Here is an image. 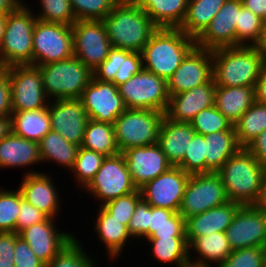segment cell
<instances>
[{"label":"cell","instance_id":"53","mask_svg":"<svg viewBox=\"0 0 266 267\" xmlns=\"http://www.w3.org/2000/svg\"><path fill=\"white\" fill-rule=\"evenodd\" d=\"M148 238H186L185 219L175 212L171 216V223H163Z\"/></svg>","mask_w":266,"mask_h":267},{"label":"cell","instance_id":"32","mask_svg":"<svg viewBox=\"0 0 266 267\" xmlns=\"http://www.w3.org/2000/svg\"><path fill=\"white\" fill-rule=\"evenodd\" d=\"M11 128L14 134L38 143L51 130L48 107L12 111Z\"/></svg>","mask_w":266,"mask_h":267},{"label":"cell","instance_id":"17","mask_svg":"<svg viewBox=\"0 0 266 267\" xmlns=\"http://www.w3.org/2000/svg\"><path fill=\"white\" fill-rule=\"evenodd\" d=\"M56 219L44 221L21 230L18 235L45 264L51 262L75 238L73 232L57 230Z\"/></svg>","mask_w":266,"mask_h":267},{"label":"cell","instance_id":"18","mask_svg":"<svg viewBox=\"0 0 266 267\" xmlns=\"http://www.w3.org/2000/svg\"><path fill=\"white\" fill-rule=\"evenodd\" d=\"M212 50L194 47L181 65L167 80L168 92L172 96L203 85L212 80Z\"/></svg>","mask_w":266,"mask_h":267},{"label":"cell","instance_id":"33","mask_svg":"<svg viewBox=\"0 0 266 267\" xmlns=\"http://www.w3.org/2000/svg\"><path fill=\"white\" fill-rule=\"evenodd\" d=\"M39 153L43 163L58 164L71 171L80 146L68 142L58 132L50 130L39 142Z\"/></svg>","mask_w":266,"mask_h":267},{"label":"cell","instance_id":"44","mask_svg":"<svg viewBox=\"0 0 266 267\" xmlns=\"http://www.w3.org/2000/svg\"><path fill=\"white\" fill-rule=\"evenodd\" d=\"M119 0H70L76 20L102 21Z\"/></svg>","mask_w":266,"mask_h":267},{"label":"cell","instance_id":"57","mask_svg":"<svg viewBox=\"0 0 266 267\" xmlns=\"http://www.w3.org/2000/svg\"><path fill=\"white\" fill-rule=\"evenodd\" d=\"M266 169V129L245 147Z\"/></svg>","mask_w":266,"mask_h":267},{"label":"cell","instance_id":"62","mask_svg":"<svg viewBox=\"0 0 266 267\" xmlns=\"http://www.w3.org/2000/svg\"><path fill=\"white\" fill-rule=\"evenodd\" d=\"M266 57V19L263 20L262 31L258 43L255 45Z\"/></svg>","mask_w":266,"mask_h":267},{"label":"cell","instance_id":"37","mask_svg":"<svg viewBox=\"0 0 266 267\" xmlns=\"http://www.w3.org/2000/svg\"><path fill=\"white\" fill-rule=\"evenodd\" d=\"M233 126L238 143L245 148L266 129V105L255 101Z\"/></svg>","mask_w":266,"mask_h":267},{"label":"cell","instance_id":"3","mask_svg":"<svg viewBox=\"0 0 266 267\" xmlns=\"http://www.w3.org/2000/svg\"><path fill=\"white\" fill-rule=\"evenodd\" d=\"M102 21L111 47L133 52L141 53L158 29L134 1H119Z\"/></svg>","mask_w":266,"mask_h":267},{"label":"cell","instance_id":"4","mask_svg":"<svg viewBox=\"0 0 266 267\" xmlns=\"http://www.w3.org/2000/svg\"><path fill=\"white\" fill-rule=\"evenodd\" d=\"M195 46L179 28H158L141 52L143 68L168 80Z\"/></svg>","mask_w":266,"mask_h":267},{"label":"cell","instance_id":"49","mask_svg":"<svg viewBox=\"0 0 266 267\" xmlns=\"http://www.w3.org/2000/svg\"><path fill=\"white\" fill-rule=\"evenodd\" d=\"M142 69L143 63L140 52L121 49V65L113 83L118 86L130 79L134 74H138Z\"/></svg>","mask_w":266,"mask_h":267},{"label":"cell","instance_id":"25","mask_svg":"<svg viewBox=\"0 0 266 267\" xmlns=\"http://www.w3.org/2000/svg\"><path fill=\"white\" fill-rule=\"evenodd\" d=\"M231 252L225 232L196 237L188 244V259L193 267H219Z\"/></svg>","mask_w":266,"mask_h":267},{"label":"cell","instance_id":"21","mask_svg":"<svg viewBox=\"0 0 266 267\" xmlns=\"http://www.w3.org/2000/svg\"><path fill=\"white\" fill-rule=\"evenodd\" d=\"M24 173L18 187L23 198L43 212L47 217L56 219L60 212L61 197L52 175L42 171L28 170ZM52 176V177H51ZM60 197V198H59Z\"/></svg>","mask_w":266,"mask_h":267},{"label":"cell","instance_id":"24","mask_svg":"<svg viewBox=\"0 0 266 267\" xmlns=\"http://www.w3.org/2000/svg\"><path fill=\"white\" fill-rule=\"evenodd\" d=\"M241 205L228 201L201 214L185 219L186 239L189 244L194 238L214 232H225Z\"/></svg>","mask_w":266,"mask_h":267},{"label":"cell","instance_id":"40","mask_svg":"<svg viewBox=\"0 0 266 267\" xmlns=\"http://www.w3.org/2000/svg\"><path fill=\"white\" fill-rule=\"evenodd\" d=\"M81 242L76 237L45 267H98L97 260L85 252Z\"/></svg>","mask_w":266,"mask_h":267},{"label":"cell","instance_id":"1","mask_svg":"<svg viewBox=\"0 0 266 267\" xmlns=\"http://www.w3.org/2000/svg\"><path fill=\"white\" fill-rule=\"evenodd\" d=\"M228 201L258 205L263 192L266 169L246 149L241 148L217 171Z\"/></svg>","mask_w":266,"mask_h":267},{"label":"cell","instance_id":"60","mask_svg":"<svg viewBox=\"0 0 266 267\" xmlns=\"http://www.w3.org/2000/svg\"><path fill=\"white\" fill-rule=\"evenodd\" d=\"M22 2L21 0H0V15L6 16Z\"/></svg>","mask_w":266,"mask_h":267},{"label":"cell","instance_id":"27","mask_svg":"<svg viewBox=\"0 0 266 267\" xmlns=\"http://www.w3.org/2000/svg\"><path fill=\"white\" fill-rule=\"evenodd\" d=\"M39 163H42V160L37 142L22 138L13 132L0 140V169L26 168L35 164L40 165Z\"/></svg>","mask_w":266,"mask_h":267},{"label":"cell","instance_id":"11","mask_svg":"<svg viewBox=\"0 0 266 267\" xmlns=\"http://www.w3.org/2000/svg\"><path fill=\"white\" fill-rule=\"evenodd\" d=\"M226 202L228 198L217 172L192 174L178 212L187 219Z\"/></svg>","mask_w":266,"mask_h":267},{"label":"cell","instance_id":"36","mask_svg":"<svg viewBox=\"0 0 266 267\" xmlns=\"http://www.w3.org/2000/svg\"><path fill=\"white\" fill-rule=\"evenodd\" d=\"M152 256L161 264L170 263L176 267L190 266L186 238H147Z\"/></svg>","mask_w":266,"mask_h":267},{"label":"cell","instance_id":"12","mask_svg":"<svg viewBox=\"0 0 266 267\" xmlns=\"http://www.w3.org/2000/svg\"><path fill=\"white\" fill-rule=\"evenodd\" d=\"M8 70L12 111L48 107L49 99L42 86L40 69L34 65H13Z\"/></svg>","mask_w":266,"mask_h":267},{"label":"cell","instance_id":"51","mask_svg":"<svg viewBox=\"0 0 266 267\" xmlns=\"http://www.w3.org/2000/svg\"><path fill=\"white\" fill-rule=\"evenodd\" d=\"M14 265L15 267H45V263L35 255V253L30 249L27 242L19 237L16 232Z\"/></svg>","mask_w":266,"mask_h":267},{"label":"cell","instance_id":"6","mask_svg":"<svg viewBox=\"0 0 266 267\" xmlns=\"http://www.w3.org/2000/svg\"><path fill=\"white\" fill-rule=\"evenodd\" d=\"M49 100L77 99L90 83L93 72L76 56L37 66Z\"/></svg>","mask_w":266,"mask_h":267},{"label":"cell","instance_id":"9","mask_svg":"<svg viewBox=\"0 0 266 267\" xmlns=\"http://www.w3.org/2000/svg\"><path fill=\"white\" fill-rule=\"evenodd\" d=\"M89 192L102 206L104 203L137 190L122 153L106 157L91 182L82 190Z\"/></svg>","mask_w":266,"mask_h":267},{"label":"cell","instance_id":"26","mask_svg":"<svg viewBox=\"0 0 266 267\" xmlns=\"http://www.w3.org/2000/svg\"><path fill=\"white\" fill-rule=\"evenodd\" d=\"M194 134L195 130L190 123L175 122L164 116L158 145L172 166H178L183 161Z\"/></svg>","mask_w":266,"mask_h":267},{"label":"cell","instance_id":"42","mask_svg":"<svg viewBox=\"0 0 266 267\" xmlns=\"http://www.w3.org/2000/svg\"><path fill=\"white\" fill-rule=\"evenodd\" d=\"M196 133L204 136L224 131L235 130L233 123L229 121L215 106L201 110L190 122Z\"/></svg>","mask_w":266,"mask_h":267},{"label":"cell","instance_id":"58","mask_svg":"<svg viewBox=\"0 0 266 267\" xmlns=\"http://www.w3.org/2000/svg\"><path fill=\"white\" fill-rule=\"evenodd\" d=\"M242 6L250 10L253 14L266 19V0H241Z\"/></svg>","mask_w":266,"mask_h":267},{"label":"cell","instance_id":"23","mask_svg":"<svg viewBox=\"0 0 266 267\" xmlns=\"http://www.w3.org/2000/svg\"><path fill=\"white\" fill-rule=\"evenodd\" d=\"M216 85L213 79L169 98L165 116L175 122L190 123L201 110L214 106Z\"/></svg>","mask_w":266,"mask_h":267},{"label":"cell","instance_id":"41","mask_svg":"<svg viewBox=\"0 0 266 267\" xmlns=\"http://www.w3.org/2000/svg\"><path fill=\"white\" fill-rule=\"evenodd\" d=\"M38 5L41 10L35 16L40 21L69 26L76 21L70 0H39Z\"/></svg>","mask_w":266,"mask_h":267},{"label":"cell","instance_id":"50","mask_svg":"<svg viewBox=\"0 0 266 267\" xmlns=\"http://www.w3.org/2000/svg\"><path fill=\"white\" fill-rule=\"evenodd\" d=\"M121 65V49L111 48L107 58L93 71V77L103 82H114Z\"/></svg>","mask_w":266,"mask_h":267},{"label":"cell","instance_id":"5","mask_svg":"<svg viewBox=\"0 0 266 267\" xmlns=\"http://www.w3.org/2000/svg\"><path fill=\"white\" fill-rule=\"evenodd\" d=\"M37 18L27 3H20L6 15L0 44V67L33 65V31Z\"/></svg>","mask_w":266,"mask_h":267},{"label":"cell","instance_id":"59","mask_svg":"<svg viewBox=\"0 0 266 267\" xmlns=\"http://www.w3.org/2000/svg\"><path fill=\"white\" fill-rule=\"evenodd\" d=\"M255 101L266 105V68L262 71L254 86Z\"/></svg>","mask_w":266,"mask_h":267},{"label":"cell","instance_id":"48","mask_svg":"<svg viewBox=\"0 0 266 267\" xmlns=\"http://www.w3.org/2000/svg\"><path fill=\"white\" fill-rule=\"evenodd\" d=\"M149 207L150 205L143 198L138 201L135 207L134 214L127 226L128 233L133 240L135 238L136 241L138 239L146 240L148 238Z\"/></svg>","mask_w":266,"mask_h":267},{"label":"cell","instance_id":"30","mask_svg":"<svg viewBox=\"0 0 266 267\" xmlns=\"http://www.w3.org/2000/svg\"><path fill=\"white\" fill-rule=\"evenodd\" d=\"M189 0H134L158 28H179Z\"/></svg>","mask_w":266,"mask_h":267},{"label":"cell","instance_id":"13","mask_svg":"<svg viewBox=\"0 0 266 267\" xmlns=\"http://www.w3.org/2000/svg\"><path fill=\"white\" fill-rule=\"evenodd\" d=\"M71 26L73 54L93 72L112 48L104 22L76 20Z\"/></svg>","mask_w":266,"mask_h":267},{"label":"cell","instance_id":"38","mask_svg":"<svg viewBox=\"0 0 266 267\" xmlns=\"http://www.w3.org/2000/svg\"><path fill=\"white\" fill-rule=\"evenodd\" d=\"M105 158L103 154L80 146L74 166L70 171L73 173L75 182L80 186L78 189L83 190L91 182Z\"/></svg>","mask_w":266,"mask_h":267},{"label":"cell","instance_id":"10","mask_svg":"<svg viewBox=\"0 0 266 267\" xmlns=\"http://www.w3.org/2000/svg\"><path fill=\"white\" fill-rule=\"evenodd\" d=\"M73 55L72 26L37 19L33 31V65L57 62Z\"/></svg>","mask_w":266,"mask_h":267},{"label":"cell","instance_id":"39","mask_svg":"<svg viewBox=\"0 0 266 267\" xmlns=\"http://www.w3.org/2000/svg\"><path fill=\"white\" fill-rule=\"evenodd\" d=\"M263 20L247 8L241 6L236 23V47L255 46L262 31Z\"/></svg>","mask_w":266,"mask_h":267},{"label":"cell","instance_id":"63","mask_svg":"<svg viewBox=\"0 0 266 267\" xmlns=\"http://www.w3.org/2000/svg\"><path fill=\"white\" fill-rule=\"evenodd\" d=\"M263 210L266 211V175L264 178V183H263V192H262V197L261 200L258 204Z\"/></svg>","mask_w":266,"mask_h":267},{"label":"cell","instance_id":"20","mask_svg":"<svg viewBox=\"0 0 266 267\" xmlns=\"http://www.w3.org/2000/svg\"><path fill=\"white\" fill-rule=\"evenodd\" d=\"M241 0H227L217 15L195 39L196 47L214 50L236 47V23L241 9Z\"/></svg>","mask_w":266,"mask_h":267},{"label":"cell","instance_id":"28","mask_svg":"<svg viewBox=\"0 0 266 267\" xmlns=\"http://www.w3.org/2000/svg\"><path fill=\"white\" fill-rule=\"evenodd\" d=\"M97 213L96 221L93 222L95 223L93 224L94 233L98 235L99 242H103L107 251L106 255L114 262L122 255L128 241H132V237L129 235L127 227L110 215L102 206L99 205Z\"/></svg>","mask_w":266,"mask_h":267},{"label":"cell","instance_id":"46","mask_svg":"<svg viewBox=\"0 0 266 267\" xmlns=\"http://www.w3.org/2000/svg\"><path fill=\"white\" fill-rule=\"evenodd\" d=\"M219 267H266V247L233 250Z\"/></svg>","mask_w":266,"mask_h":267},{"label":"cell","instance_id":"22","mask_svg":"<svg viewBox=\"0 0 266 267\" xmlns=\"http://www.w3.org/2000/svg\"><path fill=\"white\" fill-rule=\"evenodd\" d=\"M122 154L137 189L172 167L158 144L130 148Z\"/></svg>","mask_w":266,"mask_h":267},{"label":"cell","instance_id":"14","mask_svg":"<svg viewBox=\"0 0 266 267\" xmlns=\"http://www.w3.org/2000/svg\"><path fill=\"white\" fill-rule=\"evenodd\" d=\"M225 234L232 251L266 247V211L259 205L240 206Z\"/></svg>","mask_w":266,"mask_h":267},{"label":"cell","instance_id":"2","mask_svg":"<svg viewBox=\"0 0 266 267\" xmlns=\"http://www.w3.org/2000/svg\"><path fill=\"white\" fill-rule=\"evenodd\" d=\"M212 62L216 86H255L266 68V57L256 46L214 49Z\"/></svg>","mask_w":266,"mask_h":267},{"label":"cell","instance_id":"7","mask_svg":"<svg viewBox=\"0 0 266 267\" xmlns=\"http://www.w3.org/2000/svg\"><path fill=\"white\" fill-rule=\"evenodd\" d=\"M165 114L155 110L127 108L114 121L115 142L120 153L134 147L158 144Z\"/></svg>","mask_w":266,"mask_h":267},{"label":"cell","instance_id":"55","mask_svg":"<svg viewBox=\"0 0 266 267\" xmlns=\"http://www.w3.org/2000/svg\"><path fill=\"white\" fill-rule=\"evenodd\" d=\"M11 88L8 70L0 67V117L11 116Z\"/></svg>","mask_w":266,"mask_h":267},{"label":"cell","instance_id":"29","mask_svg":"<svg viewBox=\"0 0 266 267\" xmlns=\"http://www.w3.org/2000/svg\"><path fill=\"white\" fill-rule=\"evenodd\" d=\"M254 102V86H216L214 106L233 124Z\"/></svg>","mask_w":266,"mask_h":267},{"label":"cell","instance_id":"34","mask_svg":"<svg viewBox=\"0 0 266 267\" xmlns=\"http://www.w3.org/2000/svg\"><path fill=\"white\" fill-rule=\"evenodd\" d=\"M227 0H189L185 18L179 27L196 39L217 15Z\"/></svg>","mask_w":266,"mask_h":267},{"label":"cell","instance_id":"54","mask_svg":"<svg viewBox=\"0 0 266 267\" xmlns=\"http://www.w3.org/2000/svg\"><path fill=\"white\" fill-rule=\"evenodd\" d=\"M15 232H0V267L14 265Z\"/></svg>","mask_w":266,"mask_h":267},{"label":"cell","instance_id":"16","mask_svg":"<svg viewBox=\"0 0 266 267\" xmlns=\"http://www.w3.org/2000/svg\"><path fill=\"white\" fill-rule=\"evenodd\" d=\"M189 178L190 174L178 166H172L142 186L141 196L151 207L178 212Z\"/></svg>","mask_w":266,"mask_h":267},{"label":"cell","instance_id":"15","mask_svg":"<svg viewBox=\"0 0 266 267\" xmlns=\"http://www.w3.org/2000/svg\"><path fill=\"white\" fill-rule=\"evenodd\" d=\"M88 115V119L114 124L116 118L126 109L118 86L112 82H103L92 77L79 98Z\"/></svg>","mask_w":266,"mask_h":267},{"label":"cell","instance_id":"61","mask_svg":"<svg viewBox=\"0 0 266 267\" xmlns=\"http://www.w3.org/2000/svg\"><path fill=\"white\" fill-rule=\"evenodd\" d=\"M12 132L11 116L0 117V140Z\"/></svg>","mask_w":266,"mask_h":267},{"label":"cell","instance_id":"19","mask_svg":"<svg viewBox=\"0 0 266 267\" xmlns=\"http://www.w3.org/2000/svg\"><path fill=\"white\" fill-rule=\"evenodd\" d=\"M48 111L51 130L58 132L68 142L81 146L89 120L81 100H50Z\"/></svg>","mask_w":266,"mask_h":267},{"label":"cell","instance_id":"35","mask_svg":"<svg viewBox=\"0 0 266 267\" xmlns=\"http://www.w3.org/2000/svg\"><path fill=\"white\" fill-rule=\"evenodd\" d=\"M81 147L111 157L119 154L115 142L114 125L89 119Z\"/></svg>","mask_w":266,"mask_h":267},{"label":"cell","instance_id":"56","mask_svg":"<svg viewBox=\"0 0 266 267\" xmlns=\"http://www.w3.org/2000/svg\"><path fill=\"white\" fill-rule=\"evenodd\" d=\"M175 213L160 207H149V228L148 237L163 223H171V216Z\"/></svg>","mask_w":266,"mask_h":267},{"label":"cell","instance_id":"64","mask_svg":"<svg viewBox=\"0 0 266 267\" xmlns=\"http://www.w3.org/2000/svg\"><path fill=\"white\" fill-rule=\"evenodd\" d=\"M5 26H6V16L0 15V44L4 37Z\"/></svg>","mask_w":266,"mask_h":267},{"label":"cell","instance_id":"52","mask_svg":"<svg viewBox=\"0 0 266 267\" xmlns=\"http://www.w3.org/2000/svg\"><path fill=\"white\" fill-rule=\"evenodd\" d=\"M47 216L38 210L35 206L28 203L20 191V211L18 213L16 222V233L18 234L21 230L32 226L34 224L44 221Z\"/></svg>","mask_w":266,"mask_h":267},{"label":"cell","instance_id":"8","mask_svg":"<svg viewBox=\"0 0 266 267\" xmlns=\"http://www.w3.org/2000/svg\"><path fill=\"white\" fill-rule=\"evenodd\" d=\"M118 91L129 109L155 110L165 113L169 104L167 80L144 68L126 82L118 85Z\"/></svg>","mask_w":266,"mask_h":267},{"label":"cell","instance_id":"31","mask_svg":"<svg viewBox=\"0 0 266 267\" xmlns=\"http://www.w3.org/2000/svg\"><path fill=\"white\" fill-rule=\"evenodd\" d=\"M206 173L217 172L242 147L235 130H224L204 136Z\"/></svg>","mask_w":266,"mask_h":267},{"label":"cell","instance_id":"43","mask_svg":"<svg viewBox=\"0 0 266 267\" xmlns=\"http://www.w3.org/2000/svg\"><path fill=\"white\" fill-rule=\"evenodd\" d=\"M5 189L0 186V232H16L20 211V189Z\"/></svg>","mask_w":266,"mask_h":267},{"label":"cell","instance_id":"47","mask_svg":"<svg viewBox=\"0 0 266 267\" xmlns=\"http://www.w3.org/2000/svg\"><path fill=\"white\" fill-rule=\"evenodd\" d=\"M141 198V191L137 189L131 194L104 203L102 207L127 227L134 214L135 207Z\"/></svg>","mask_w":266,"mask_h":267},{"label":"cell","instance_id":"45","mask_svg":"<svg viewBox=\"0 0 266 267\" xmlns=\"http://www.w3.org/2000/svg\"><path fill=\"white\" fill-rule=\"evenodd\" d=\"M178 167L190 175L206 173L204 135L195 132L189 143L188 150H186L183 161Z\"/></svg>","mask_w":266,"mask_h":267}]
</instances>
